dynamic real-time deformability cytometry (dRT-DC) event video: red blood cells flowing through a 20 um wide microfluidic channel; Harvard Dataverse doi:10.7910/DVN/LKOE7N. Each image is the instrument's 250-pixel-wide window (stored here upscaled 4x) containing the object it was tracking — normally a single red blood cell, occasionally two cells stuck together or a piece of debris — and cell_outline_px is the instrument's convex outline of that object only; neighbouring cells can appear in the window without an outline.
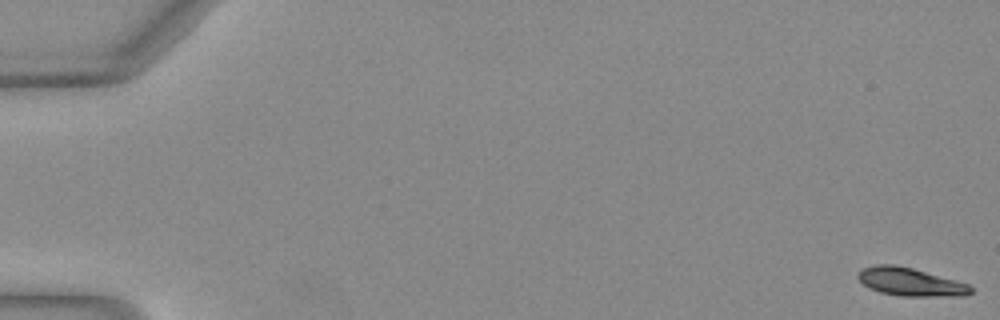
{"species": "Egyptian fruit bat (a non-hibernating species)", "species_latin": "Rousettus aegyptiacus", "temperature_condition": "warm", "stored_images_in_passage": 52, "camera_frame_rate_fps": 3000, "um_per_image_px": 0.085, "animal": {"sex": "female"}, "frame": {"image": 1, "passage_image": 1, "time_ms": 0.0, "image_size_px": [1000, 320], "cell_outline_px": [[972, 292], [964, 296], [900, 296], [880, 292], [868, 288], [856, 276], [856, 272], [864, 268], [876, 264], [892, 264], [912, 268], [956, 280], [968, 284], [972, 288]], "centroid_in_image_um": [77.36, 23.96], "position_along_channel_um": 7.6, "area_um2": 18.5}}
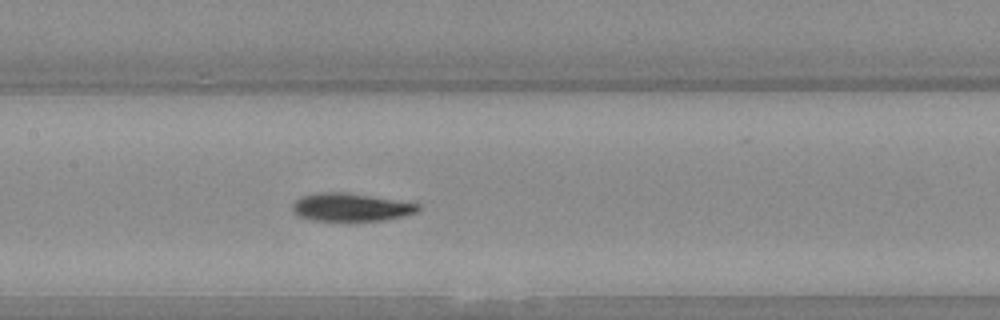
{"frame": {"image": 2, "passage_image": 26, "time_ms": 8.333, "image_size_px": [1000, 320], "cell_outline_px": [[420, 208], [416, 212], [388, 220], [312, 220], [300, 216], [292, 208], [292, 204], [300, 196], [316, 192], [348, 192], [420, 204]], "centroid_in_image_um": [29.81, 17.59], "position_along_channel_um": 177.6, "area_um2": 20.35}}
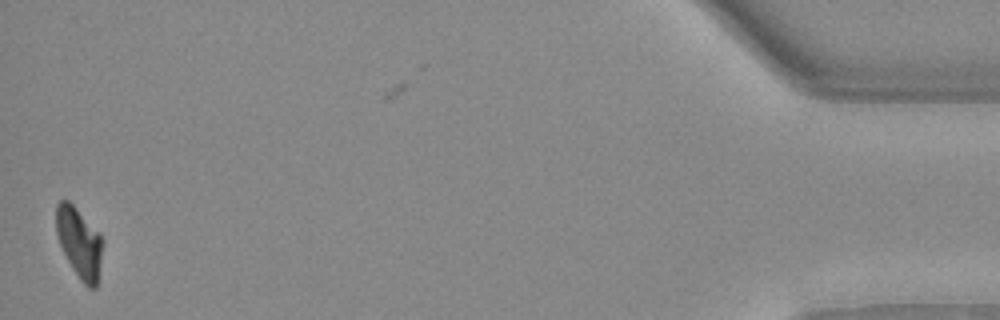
{"frame": {"image": 3, "passage_image": 51, "time_ms": 16.667, "image_size_px": [1000, 320], "cell_outline_px": [[104, 240], [96, 288], [88, 288], [80, 280], [72, 268], [60, 244], [56, 232], [56, 204], [60, 200], [68, 200], [76, 208]], "centroid_in_image_um": [6.73, 20.64], "position_along_channel_um": 428.5, "area_um2": 18.73}, "authors_computed_cell_mechanics": {"area_um2": 20.1144, "velocity_mm_per_s": 4.0695, "shape_relaxation_time_tau1_ms": 4.1272, "shape_relaxation_time_tau2_ms": 2.5951, "deformation_change_tau1": 0.186, "deformation_change_tau2": 0.0686}}